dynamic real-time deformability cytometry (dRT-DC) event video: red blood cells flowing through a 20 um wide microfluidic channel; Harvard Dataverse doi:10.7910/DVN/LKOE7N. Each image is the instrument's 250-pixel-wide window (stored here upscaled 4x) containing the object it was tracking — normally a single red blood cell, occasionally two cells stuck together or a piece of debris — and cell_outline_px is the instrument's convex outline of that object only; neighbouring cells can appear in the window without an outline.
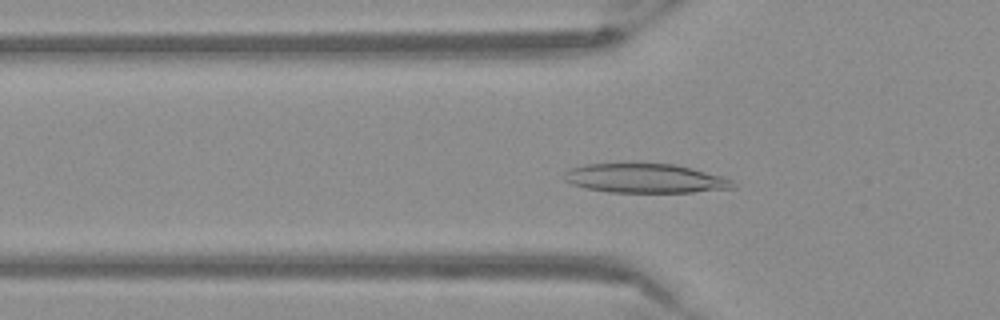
{"species": "Egyptian fruit bat (a non-hibernating species)", "species_latin": "Rousettus aegyptiacus", "temperature_condition": "warm", "stored_images_in_passage": 42, "camera_frame_rate_fps": 3000, "um_per_image_px": 0.085, "frame": {"image": 1, "passage_image": 16, "time_ms": 5.0, "image_size_px": [1000, 320], "cell_outline_px": [[736, 188], [692, 192], [608, 192], [588, 188], [572, 184], [564, 180], [564, 172], [572, 168], [588, 164], [676, 164], [724, 176], [732, 180], [736, 184]], "centroid_in_image_um": [54.91, 15.16], "position_along_channel_um": 70.9, "area_um2": 28.61}}
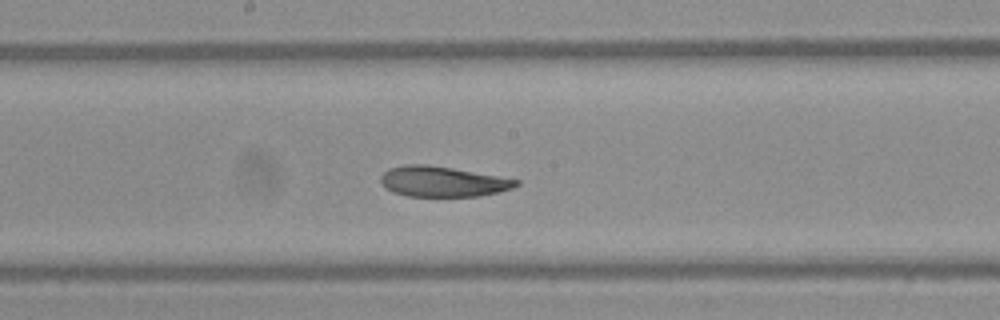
{"frame": {"image": 2, "passage_image": 27, "time_ms": 8.667, "image_size_px": [1000, 320], "cell_outline_px": [[520, 184], [512, 188], [480, 196], [408, 196], [392, 192], [380, 184], [380, 176], [388, 168], [404, 164], [428, 164], [452, 168], [520, 180]], "centroid_in_image_um": [37.57, 15.42], "position_along_channel_um": 210.6, "area_um2": 23.99}}
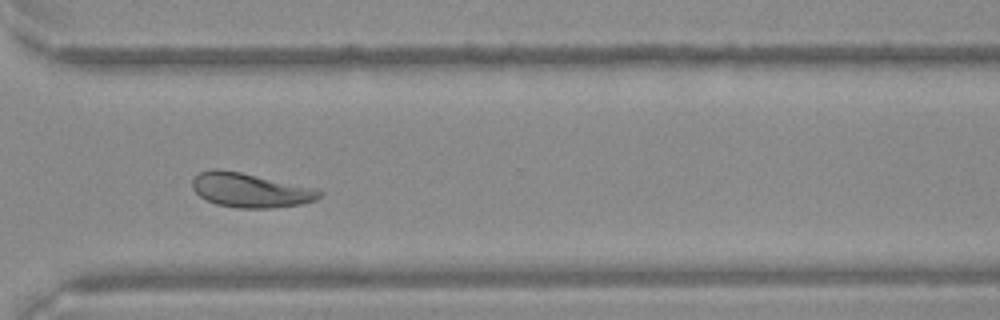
{"frame": {"image": 3, "passage_image": 38, "time_ms": 12.333, "image_size_px": [1000, 320], "cell_outline_px": [[324, 192], [316, 200], [300, 204], [272, 208], [236, 208], [216, 204], [200, 196], [192, 188], [192, 180], [200, 172], [212, 168], [216, 168], [240, 172], [320, 188]], "centroid_in_image_um": [21.32, 16.16], "position_along_channel_um": 349.3, "area_um2": 25.66}}